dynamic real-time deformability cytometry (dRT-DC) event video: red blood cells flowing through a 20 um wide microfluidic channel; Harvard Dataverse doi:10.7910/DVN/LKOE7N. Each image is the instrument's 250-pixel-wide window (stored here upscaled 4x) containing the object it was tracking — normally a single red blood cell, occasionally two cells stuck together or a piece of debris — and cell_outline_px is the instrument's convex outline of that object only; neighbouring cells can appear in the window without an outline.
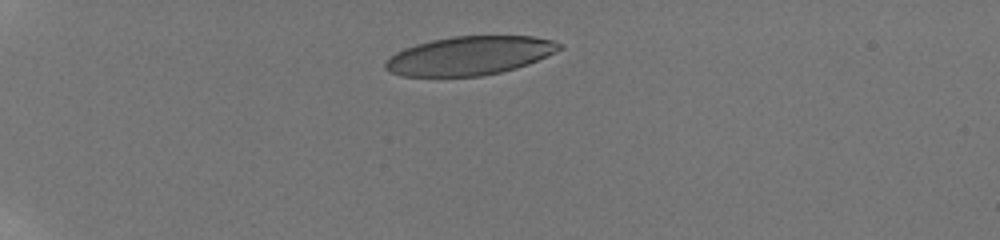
{"species": "human", "species_latin": "Homo sapiens", "temperature_condition": "room temperature", "stored_images_in_passage": 41, "camera_frame_rate_fps": 3000, "um_per_image_px": 0.085, "donor": {"sex": "male"}, "frame": {"image": 1, "passage_image": 1, "time_ms": 0.0, "image_size_px": [1000, 240], "cell_outline_px": [[564, 48], [528, 64], [516, 68], [500, 72], [480, 76], [400, 76], [384, 68], [384, 64], [396, 52], [404, 48], [416, 44], [432, 40], [452, 36], [532, 36], [552, 40], [564, 44]], "centroid_in_image_um": [39.94, 4.73], "position_along_channel_um": 45.1, "area_um2": 39.13}}
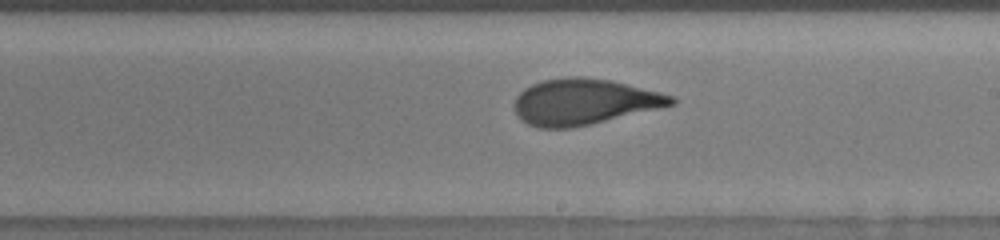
{"frame": {"image": 2, "passage_image": 21, "time_ms": 6.667, "image_size_px": [1000, 240], "cell_outline_px": [[676, 104], [592, 124], [572, 128], [536, 128], [520, 120], [512, 104], [516, 96], [524, 88], [540, 80], [568, 76], [584, 76], [608, 80], [660, 92], [676, 96]], "centroid_in_image_um": [49.6, 8.65], "position_along_channel_um": 239.4, "area_um2": 42.31}}
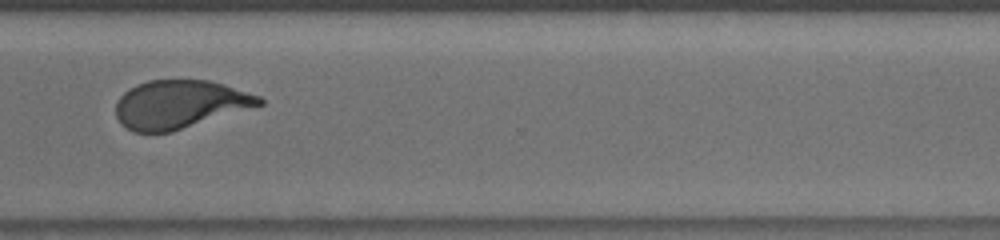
{"frame": {"image": 3, "passage_image": 30, "time_ms": 9.667, "image_size_px": [1000, 240], "cell_outline_px": [[264, 104], [172, 132], [132, 132], [120, 124], [116, 116], [116, 100], [124, 92], [136, 84], [148, 80], [208, 80], [224, 84], [260, 96], [264, 100]], "centroid_in_image_um": [15.25, 8.87], "position_along_channel_um": 355.3, "area_um2": 40.46}, "authors_computed_cell_mechanics": {"area_um2": 41.6738, "velocity_mm_per_s": 3.8575, "shape_relaxation_time_tau1_ms": 4.7883, "shape_relaxation_time_tau2_ms": 0.6973, "deformation_change_tau1": 0.2222, "deformation_change_tau2": 0.0774}}